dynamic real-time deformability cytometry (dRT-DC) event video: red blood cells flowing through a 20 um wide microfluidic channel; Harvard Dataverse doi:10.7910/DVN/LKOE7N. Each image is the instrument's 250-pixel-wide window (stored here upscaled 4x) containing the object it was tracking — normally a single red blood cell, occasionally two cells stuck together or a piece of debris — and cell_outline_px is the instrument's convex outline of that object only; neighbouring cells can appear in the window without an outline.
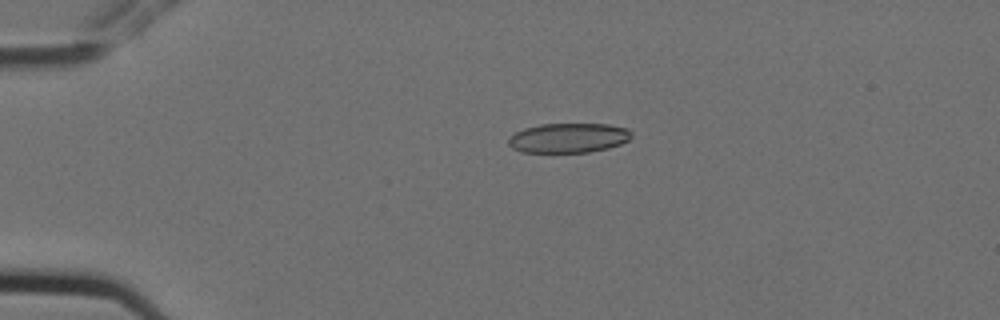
{"species": "Egyptian fruit bat (a non-hibernating species)", "species_latin": "Rousettus aegyptiacus", "temperature_condition": "cold", "stored_images_in_passage": 3, "camera_frame_rate_fps": 3000, "um_per_image_px": 0.085, "animal": {"sex": "female"}, "frame": {"image": 1, "passage_image": 2, "time_ms": 0.333, "image_size_px": [1000, 320], "cell_outline_px": [[632, 136], [628, 140], [620, 144], [608, 148], [588, 152], [520, 152], [512, 148], [508, 144], [508, 140], [516, 132], [524, 128], [540, 124], [608, 124], [628, 128], [632, 132]], "centroid_in_image_um": [48.33, 11.72], "position_along_channel_um": 36.7, "area_um2": 21.27}}